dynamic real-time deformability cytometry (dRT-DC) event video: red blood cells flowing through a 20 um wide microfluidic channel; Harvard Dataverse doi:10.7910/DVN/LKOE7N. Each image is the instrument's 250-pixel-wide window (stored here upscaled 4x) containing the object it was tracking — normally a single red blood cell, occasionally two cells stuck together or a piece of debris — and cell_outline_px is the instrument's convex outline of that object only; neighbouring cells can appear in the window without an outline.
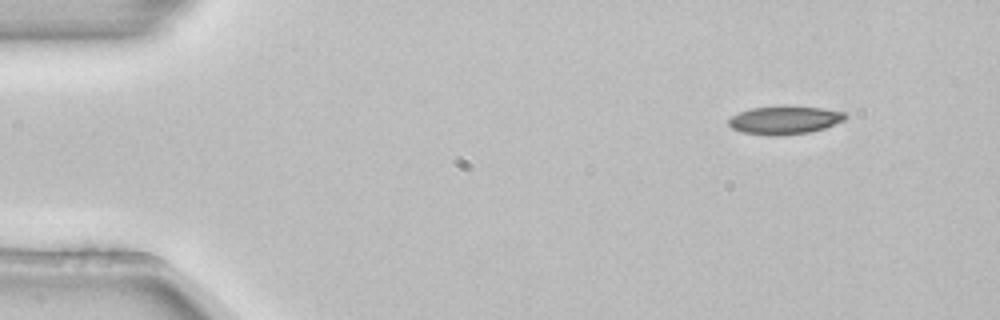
{"species": "common noctule bat (a hibernating species)", "species_latin": "Nyctalus noctula", "temperature_condition": "room temperature", "stored_images_in_passage": 4, "camera_frame_rate_fps": 3000, "um_per_image_px": 0.085, "animal": {"sex": "female", "body_mass_g": 22.7, "forearm_length_mm": 54.2}, "frame": {"image": 1, "passage_image": 1, "time_ms": 0.0, "image_size_px": [1000, 320], "cell_outline_px": [[848, 116], [844, 120], [824, 128], [808, 132], [776, 136], [768, 136], [740, 132], [732, 128], [728, 124], [728, 120], [732, 116], [740, 112], [752, 108], [820, 108], [844, 112]], "centroid_in_image_um": [66.66, 10.25], "position_along_channel_um": 18.3, "area_um2": 18.5}}
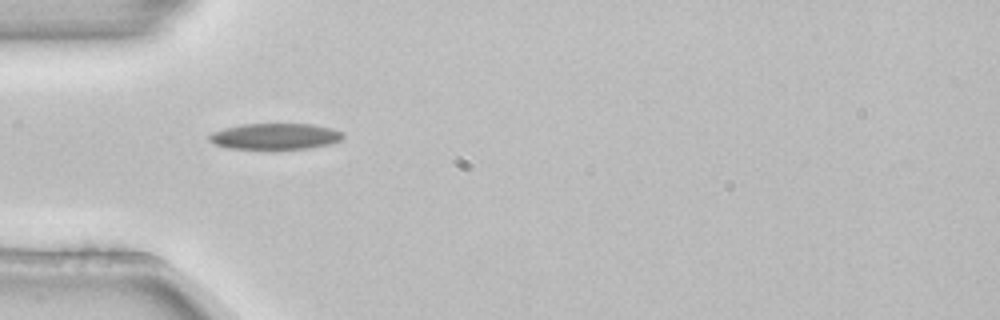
{"frame": {"image": 2, "passage_image": 3, "time_ms": 0.667, "image_size_px": [1000, 320], "cell_outline_px": [[344, 136], [340, 140], [328, 144], [308, 148], [228, 148], [216, 144], [208, 140], [208, 136], [212, 132], [224, 128], [244, 124], [312, 124], [332, 128], [344, 132]], "centroid_in_image_um": [23.4, 11.57], "position_along_channel_um": 61.6, "area_um2": 20.06}}